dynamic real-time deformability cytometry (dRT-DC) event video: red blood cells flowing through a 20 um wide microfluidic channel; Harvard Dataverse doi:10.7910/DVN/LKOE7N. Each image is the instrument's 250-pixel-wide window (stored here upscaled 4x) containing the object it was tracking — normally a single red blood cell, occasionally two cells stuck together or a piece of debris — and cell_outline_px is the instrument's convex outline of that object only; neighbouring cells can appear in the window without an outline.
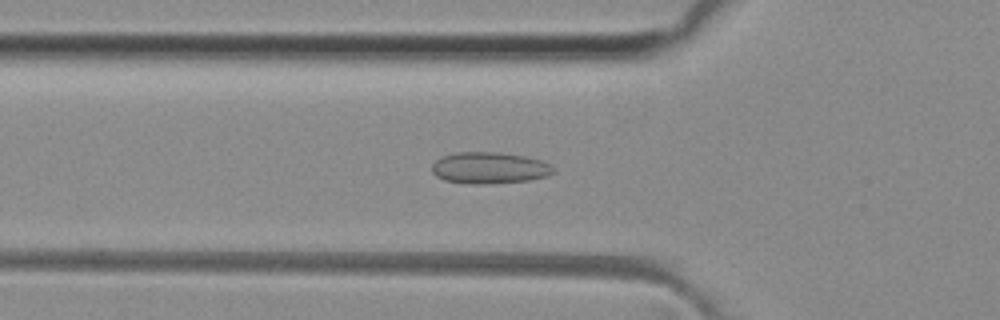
{"species": "common noctule bat (a hibernating species)", "species_latin": "Nyctalus noctula", "temperature_condition": "room temperature", "stored_images_in_passage": 49, "camera_frame_rate_fps": 3000, "um_per_image_px": 0.085, "animal": {"sex": "female", "body_mass_g": 29.2, "forearm_length_mm": 56.3}, "frame": {"image": 1, "passage_image": 16, "time_ms": 5.0, "image_size_px": [1000, 320], "cell_outline_px": [[556, 172], [548, 176], [528, 180], [492, 184], [468, 184], [444, 180], [436, 176], [432, 172], [432, 164], [440, 156], [456, 152], [496, 152], [524, 156], [540, 160], [552, 164]], "centroid_in_image_um": [41.6, 14.28], "position_along_channel_um": 84.2, "area_um2": 22.6}}
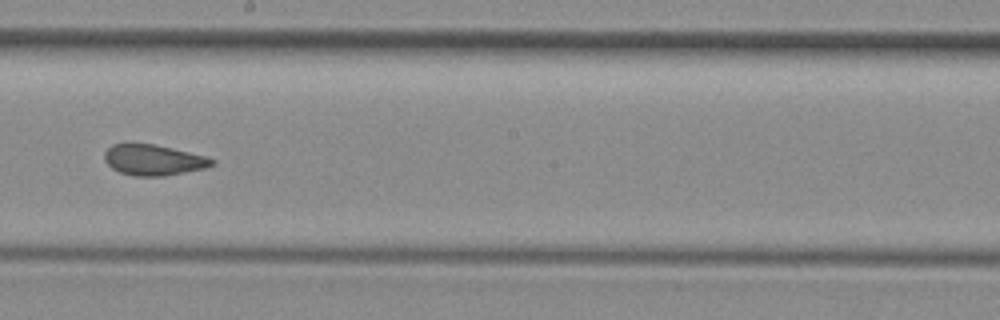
{"frame": {"image": 2, "passage_image": 27, "time_ms": 8.667, "image_size_px": [1000, 320], "cell_outline_px": [[216, 164], [204, 168], [164, 176], [132, 176], [120, 172], [112, 168], [104, 160], [104, 152], [112, 144], [156, 144], [208, 156], [216, 160]], "centroid_in_image_um": [13.07, 13.59], "position_along_channel_um": 235.1, "area_um2": 19.36}}
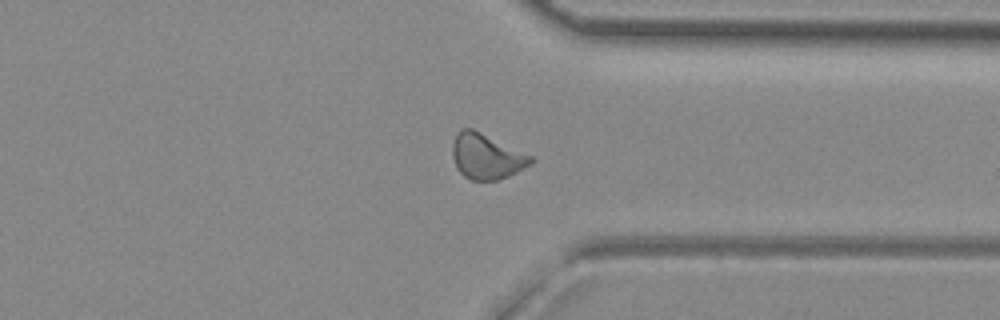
{"frame": {"image": 3, "passage_image": 37, "time_ms": 12.0, "image_size_px": [1000, 320], "cell_outline_px": [[536, 160], [532, 164], [508, 176], [496, 180], [472, 180], [464, 176], [456, 168], [452, 156], [452, 144], [456, 136], [464, 128], [472, 128], [532, 156]], "centroid_in_image_um": [41.35, 13.31], "position_along_channel_um": 370.0, "area_um2": 20.52}, "authors_computed_cell_mechanics": {"area_um2": 20.4034, "velocity_mm_per_s": 4.0995, "shape_relaxation_time_tau1_ms": null, "shape_relaxation_time_tau2_ms": 1.0541, "deformation_change_tau1": null, "deformation_change_tau2": 0.0832}}